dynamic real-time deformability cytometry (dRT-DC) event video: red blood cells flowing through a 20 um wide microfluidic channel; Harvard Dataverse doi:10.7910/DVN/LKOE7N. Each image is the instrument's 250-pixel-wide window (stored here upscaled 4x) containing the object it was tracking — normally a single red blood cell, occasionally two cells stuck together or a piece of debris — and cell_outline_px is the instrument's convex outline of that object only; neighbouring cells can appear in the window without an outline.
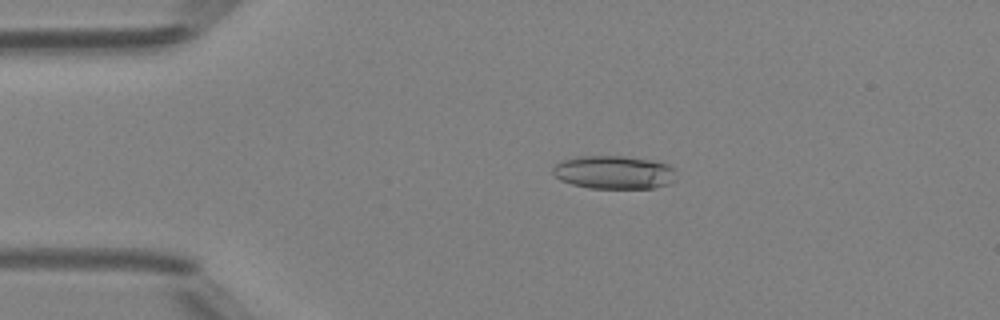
{"species": "Egyptian fruit bat (a non-hibernating species)", "species_latin": "Rousettus aegyptiacus", "temperature_condition": "room temperature", "stored_images_in_passage": 50, "camera_frame_rate_fps": 3000, "um_per_image_px": 0.085, "animal": {"sex": "female"}, "frame": {"image": 1, "passage_image": 11, "time_ms": 3.333, "image_size_px": [1000, 320], "cell_outline_px": [[676, 180], [668, 184], [656, 188], [588, 188], [572, 184], [560, 180], [552, 172], [552, 168], [556, 164], [564, 160], [576, 156], [624, 156], [656, 160], [668, 164], [672, 168]], "centroid_in_image_um": [52.2, 14.64], "position_along_channel_um": 32.8, "area_um2": 24.1}}
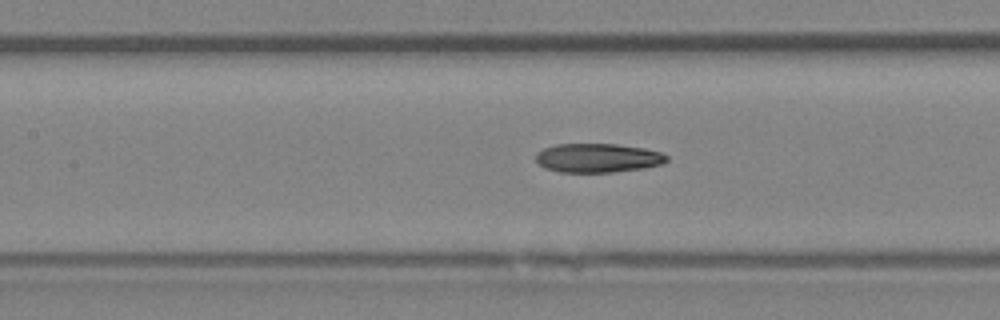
{"frame": {"image": 2, "passage_image": 23, "time_ms": 7.333, "image_size_px": [1000, 320], "cell_outline_px": [[668, 160], [664, 164], [644, 168], [612, 172], [560, 172], [544, 168], [536, 160], [536, 152], [544, 148], [556, 144], [616, 144], [644, 148], [660, 152], [668, 156]], "centroid_in_image_um": [50.82, 13.42], "position_along_channel_um": 156.6, "area_um2": 22.2}}
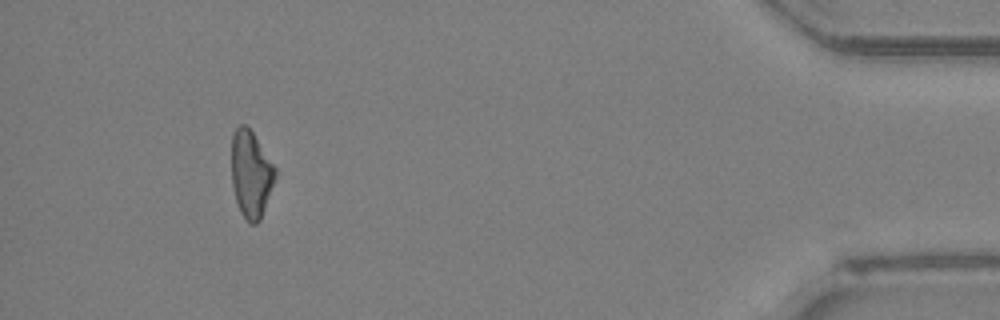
{"frame": {"image": 3, "passage_image": 46, "time_ms": 15.0, "image_size_px": [1000, 320], "cell_outline_px": [[276, 180], [260, 220], [256, 224], [252, 224], [240, 212], [236, 200], [232, 184], [232, 132], [240, 124], [244, 124], [252, 132], [276, 168]], "centroid_in_image_um": [21.34, 14.8], "position_along_channel_um": 413.9, "area_um2": 22.02}, "authors_computed_cell_mechanics": {"area_um2": 22.9466, "velocity_mm_per_s": 4.2272, "shape_relaxation_time_tau1_ms": null, "shape_relaxation_time_tau2_ms": 8.436, "deformation_change_tau1": null, "deformation_change_tau2": 0.2007}}